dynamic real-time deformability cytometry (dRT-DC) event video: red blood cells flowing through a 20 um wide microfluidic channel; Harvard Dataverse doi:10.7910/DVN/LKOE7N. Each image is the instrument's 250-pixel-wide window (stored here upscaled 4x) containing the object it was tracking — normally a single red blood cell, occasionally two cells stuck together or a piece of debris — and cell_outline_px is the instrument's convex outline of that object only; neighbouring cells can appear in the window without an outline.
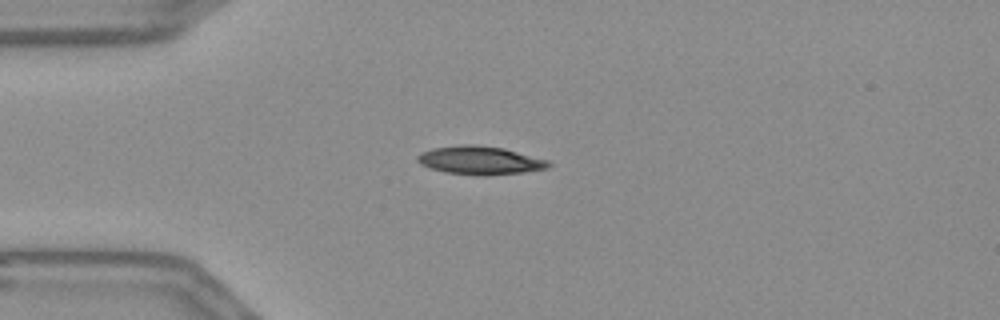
{"species": "Egyptian fruit bat (a non-hibernating species)", "species_latin": "Rousettus aegyptiacus", "temperature_condition": "warm", "stored_images_in_passage": 42, "camera_frame_rate_fps": 3000, "um_per_image_px": 0.085, "frame": {"image": 1, "passage_image": 1, "time_ms": 0.0, "image_size_px": [1000, 320], "cell_outline_px": [[552, 164], [548, 168], [524, 172], [488, 176], [484, 176], [444, 172], [420, 164], [416, 160], [416, 156], [420, 152], [432, 148], [460, 144], [476, 144], [504, 148], [548, 160]], "centroid_in_image_um": [40.79, 13.62], "position_along_channel_um": 44.2, "area_um2": 21.91}}
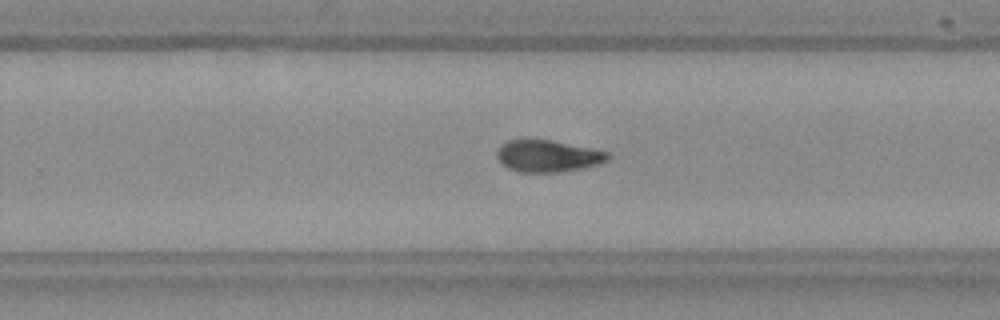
{"frame": {"image": 2, "passage_image": 22, "time_ms": 7.0, "image_size_px": [1000, 320], "cell_outline_px": [[612, 156], [608, 160], [584, 168], [556, 172], [520, 172], [508, 168], [496, 156], [496, 148], [500, 144], [508, 140], [552, 140], [608, 152]], "centroid_in_image_um": [46.54, 13.26], "position_along_channel_um": 283.3, "area_um2": 20.46}}
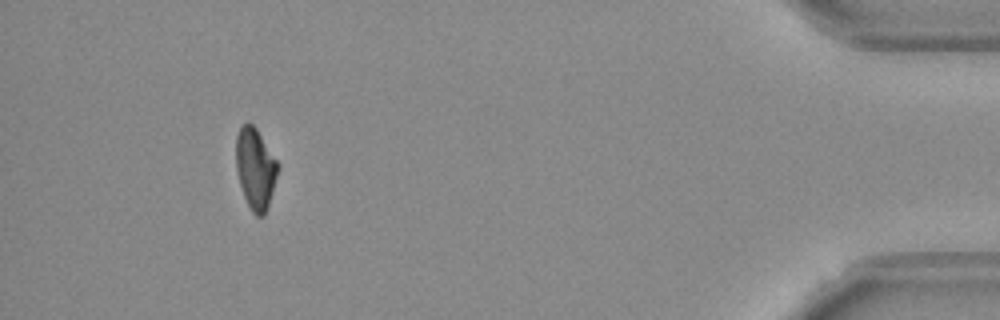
{"frame": {"image": 3, "passage_image": 38, "time_ms": 12.333, "image_size_px": [1000, 320], "cell_outline_px": [[280, 164], [268, 204], [264, 216], [256, 216], [252, 212], [244, 196], [240, 184], [236, 168], [236, 136], [240, 128], [248, 120], [256, 128]], "centroid_in_image_um": [21.7, 14.3], "position_along_channel_um": 413.5, "area_um2": 19.59}, "authors_computed_cell_mechanics": {"area_um2": 20.8658, "velocity_mm_per_s": 3.674, "shape_relaxation_time_tau1_ms": 10.6944, "shape_relaxation_time_tau2_ms": 4.2162, "deformation_change_tau1": 0.2673, "deformation_change_tau2": 0.1003}}